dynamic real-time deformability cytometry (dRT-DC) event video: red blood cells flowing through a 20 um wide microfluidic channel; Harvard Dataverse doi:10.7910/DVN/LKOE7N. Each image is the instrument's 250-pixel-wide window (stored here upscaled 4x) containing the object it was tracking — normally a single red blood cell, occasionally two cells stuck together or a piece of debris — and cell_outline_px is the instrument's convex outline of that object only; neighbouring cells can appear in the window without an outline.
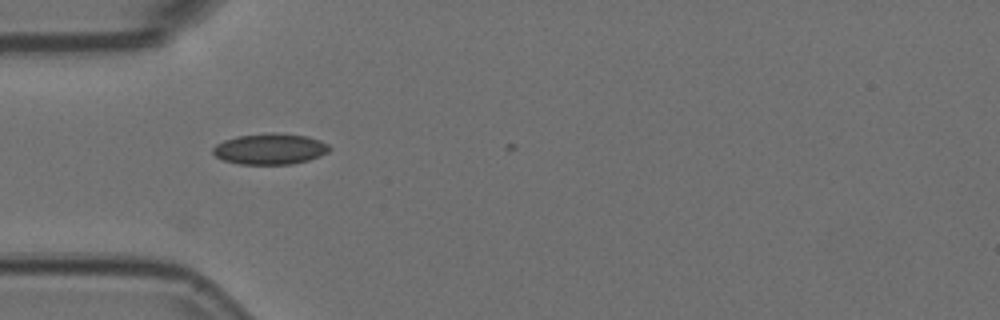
{"species": "Egyptian fruit bat (a non-hibernating species)", "species_latin": "Rousettus aegyptiacus", "temperature_condition": "room temperature", "stored_images_in_passage": 3, "camera_frame_rate_fps": 3000, "um_per_image_px": 0.085, "animal": {"sex": "female"}, "frame": {"image": 1, "passage_image": 1, "time_ms": 0.0, "image_size_px": [1000, 320], "cell_outline_px": [[332, 148], [328, 152], [320, 156], [308, 160], [292, 164], [240, 164], [224, 160], [216, 156], [212, 152], [212, 148], [216, 144], [224, 140], [236, 136], [268, 132], [276, 132], [308, 136], [320, 140], [328, 144]], "centroid_in_image_um": [22.97, 12.64], "position_along_channel_um": 62.0, "area_um2": 21.21}}